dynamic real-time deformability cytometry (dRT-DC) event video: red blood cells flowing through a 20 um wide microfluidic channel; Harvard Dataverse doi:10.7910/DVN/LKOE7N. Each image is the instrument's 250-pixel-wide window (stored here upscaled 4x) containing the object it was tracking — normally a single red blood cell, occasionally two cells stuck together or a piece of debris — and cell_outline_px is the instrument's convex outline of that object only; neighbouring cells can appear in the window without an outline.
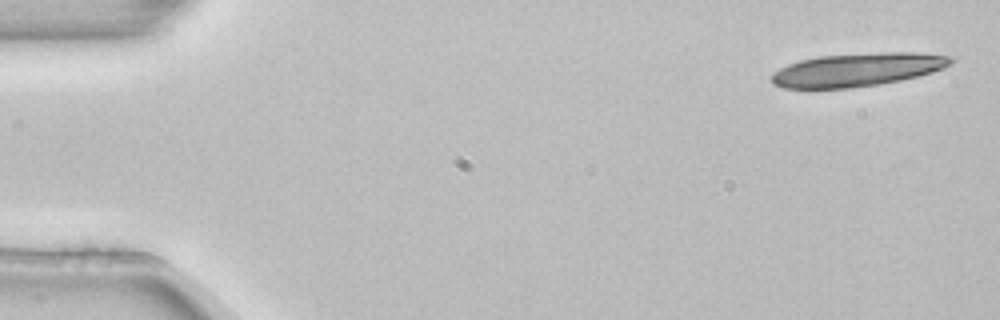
{"species": "common noctule bat (a hibernating species)", "species_latin": "Nyctalus noctula", "temperature_condition": "room temperature", "stored_images_in_passage": 5, "camera_frame_rate_fps": 3000, "um_per_image_px": 0.085, "animal": {"sex": "female", "body_mass_g": 22.7, "forearm_length_mm": 54.2}, "frame": {"image": 1, "passage_image": 1, "time_ms": 0.0, "image_size_px": [1000, 320], "cell_outline_px": [[956, 60], [952, 64], [944, 68], [932, 72], [900, 80], [880, 84], [852, 88], [784, 88], [772, 84], [772, 76], [780, 68], [788, 64], [800, 60], [820, 56], [884, 52], [916, 52], [952, 56]], "centroid_in_image_um": [72.93, 5.92], "position_along_channel_um": 12.1, "area_um2": 34.74}}
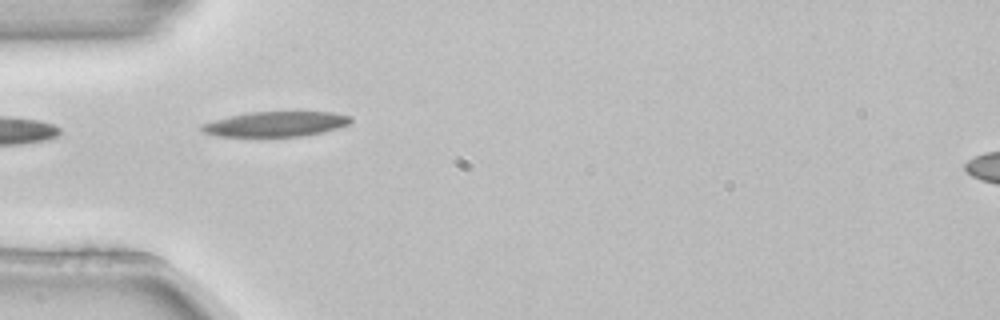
{"frame": {"image": 2, "passage_image": 4, "time_ms": 1.0, "image_size_px": [1000, 320], "cell_outline_px": [[352, 120], [348, 124], [324, 132], [300, 136], [216, 136], [200, 132], [200, 124], [228, 116], [248, 112], [332, 112], [352, 116]], "centroid_in_image_um": [23.39, 10.54], "position_along_channel_um": 61.6, "area_um2": 21.79}}